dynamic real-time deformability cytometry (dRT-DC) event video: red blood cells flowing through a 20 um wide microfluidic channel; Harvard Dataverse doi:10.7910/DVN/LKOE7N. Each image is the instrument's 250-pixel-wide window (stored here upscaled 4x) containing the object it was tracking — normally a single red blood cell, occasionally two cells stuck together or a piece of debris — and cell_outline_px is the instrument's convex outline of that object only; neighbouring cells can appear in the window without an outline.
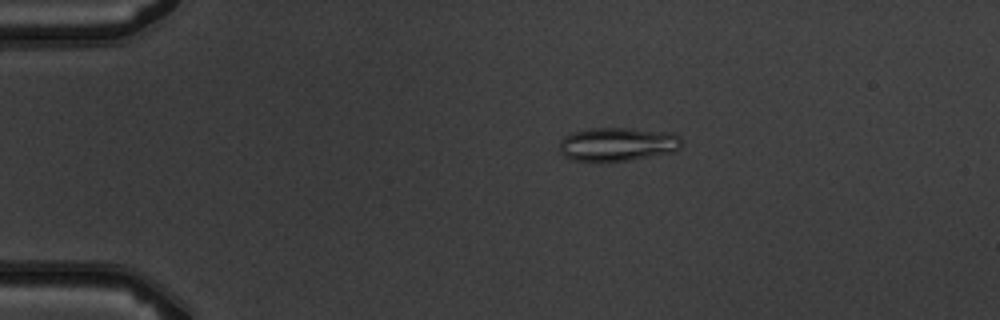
{"species": "common noctule bat (a hibernating species)", "species_latin": "Nyctalus noctula", "temperature_condition": "warm", "stored_images_in_passage": 9, "camera_frame_rate_fps": 3000, "um_per_image_px": 0.085, "animal": {"sex": "male", "body_mass_g": 19.5, "forearm_length_mm": 54.6}, "frame": {"image": 1, "passage_image": 3, "time_ms": 2.333, "image_size_px": [1000, 320], "cell_outline_px": [[680, 148], [676, 152], [604, 164], [568, 160], [560, 152], [560, 140], [564, 136], [572, 132], [592, 128], [628, 128], [672, 132], [680, 136]], "centroid_in_image_um": [52.45, 12.29], "position_along_channel_um": 32.5, "area_um2": 24.8}}
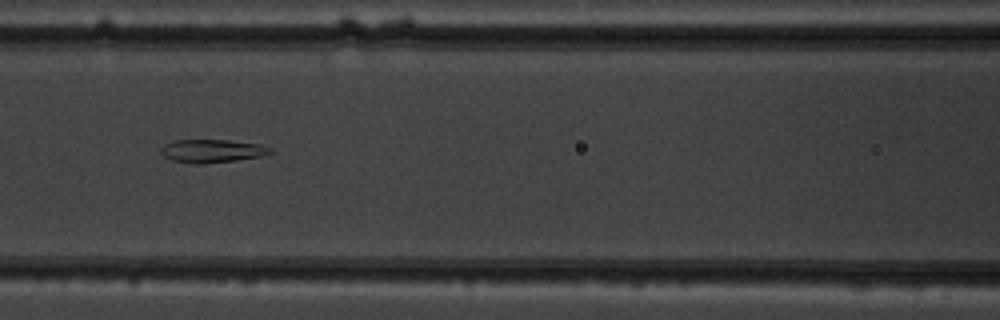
{"frame": {"image": 2, "passage_image": 7, "time_ms": 6.667, "image_size_px": [1000, 320], "cell_outline_px": [[272, 152], [260, 156], [236, 160], [204, 164], [196, 164], [172, 160], [164, 156], [160, 152], [160, 148], [164, 144], [172, 140], [228, 140], [260, 144], [272, 148]], "centroid_in_image_um": [17.99, 12.82], "position_along_channel_um": 148.6, "area_um2": 14.8}}
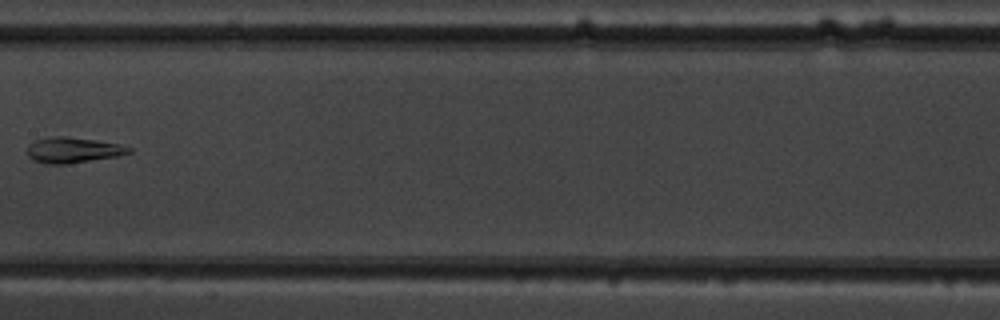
{"frame": {"image": 3, "passage_image": 8, "time_ms": 8.0, "image_size_px": [1000, 320], "cell_outline_px": [[132, 152], [116, 156], [68, 164], [44, 164], [32, 160], [28, 156], [28, 144], [36, 140], [48, 136], [68, 136], [116, 144], [132, 148]], "centroid_in_image_um": [6.13, 12.76], "position_along_channel_um": 201.3, "area_um2": 15.09}}